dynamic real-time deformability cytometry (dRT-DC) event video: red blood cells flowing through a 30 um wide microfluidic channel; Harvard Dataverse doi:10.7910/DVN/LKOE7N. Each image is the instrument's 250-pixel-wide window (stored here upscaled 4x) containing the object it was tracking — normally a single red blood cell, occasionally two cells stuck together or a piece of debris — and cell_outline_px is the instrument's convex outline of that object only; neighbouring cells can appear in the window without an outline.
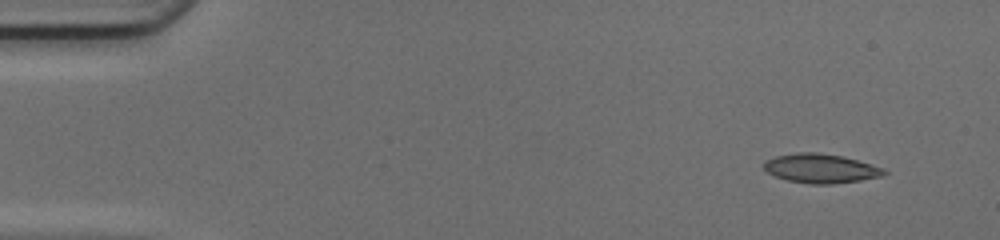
{"species": "common noctule bat (a hibernating species)", "species_latin": "Nyctalus noctula", "temperature_condition": "cold", "stored_images_in_passage": 8, "camera_frame_rate_fps": 3000, "um_per_image_px": 0.085, "animal": {"sex": "female", "body_mass_g": 17.0, "forearm_length_mm": 48.0}, "frame": {"image": 1, "passage_image": 1, "time_ms": 0.0, "image_size_px": [1000, 240], "cell_outline_px": [[888, 172], [880, 176], [860, 180], [832, 184], [812, 184], [788, 180], [776, 176], [768, 172], [764, 168], [764, 160], [776, 156], [800, 152], [816, 152], [840, 156], [856, 160], [884, 168]], "centroid_in_image_um": [69.75, 14.31], "position_along_channel_um": 15.3, "area_um2": 20.11}}